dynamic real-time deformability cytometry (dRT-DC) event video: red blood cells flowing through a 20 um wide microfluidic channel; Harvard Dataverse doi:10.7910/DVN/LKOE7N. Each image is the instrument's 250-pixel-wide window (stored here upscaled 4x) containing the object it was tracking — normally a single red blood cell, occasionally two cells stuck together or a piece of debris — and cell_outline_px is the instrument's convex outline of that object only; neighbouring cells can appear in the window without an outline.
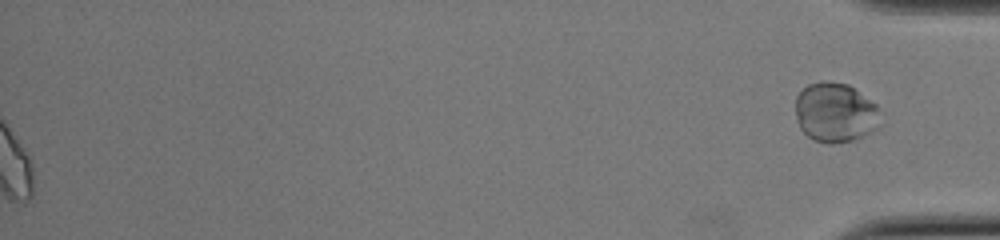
{"species": "common noctule bat (a hibernating species)", "species_latin": "Nyctalus noctula", "temperature_condition": "cold", "stored_images_in_passage": 46, "segment_of_instrument_passage": [2, 2], "camera_frame_rate_fps": 3000, "um_per_image_px": 0.085, "animal": {"sex": "female", "body_mass_g": 22.0, "forearm_length_mm": 56.7}, "frame": {"image": 1, "passage_image": 46, "time_ms": 15.0, "image_size_px": [1000, 240], "cell_outline_px": [[880, 124], [876, 128], [856, 140], [832, 144], [828, 144], [812, 140], [800, 128], [796, 116], [796, 96], [808, 84], [820, 80], [828, 80], [848, 84], [876, 104]], "centroid_in_image_um": [70.97, 9.56], "position_along_channel_um": 364.2, "area_um2": 29.65}}